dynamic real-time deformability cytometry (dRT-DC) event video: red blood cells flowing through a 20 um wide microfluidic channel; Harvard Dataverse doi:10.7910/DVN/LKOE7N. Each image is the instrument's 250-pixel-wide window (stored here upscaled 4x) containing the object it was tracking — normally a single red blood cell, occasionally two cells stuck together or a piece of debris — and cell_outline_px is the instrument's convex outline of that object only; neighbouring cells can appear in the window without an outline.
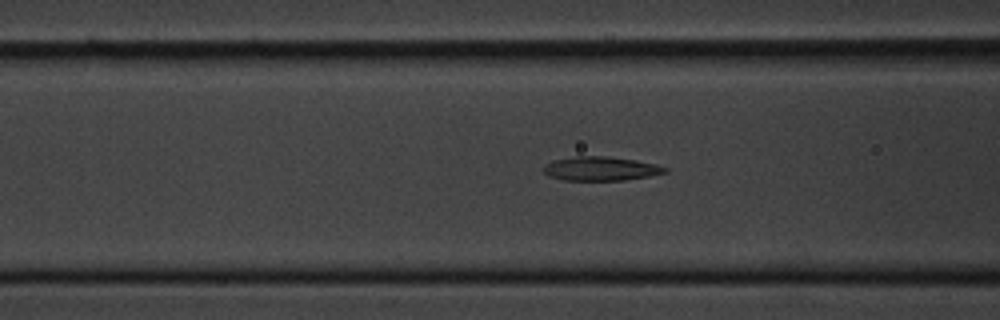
{"species": "common noctule bat (a hibernating species)", "species_latin": "Nyctalus noctula", "temperature_condition": "cold", "stored_images_in_passage": 43, "segment_of_instrument_passage": [1, 2], "camera_frame_rate_fps": 3000, "um_per_image_px": 0.085, "animal": {"sex": "male", "body_mass_g": 20.1, "forearm_length_mm": 53.5}, "frame": {"image": 1, "passage_image": 20, "time_ms": 6.333, "image_size_px": [1000, 320], "cell_outline_px": [[668, 172], [648, 176], [624, 180], [564, 180], [548, 176], [544, 172], [544, 164], [556, 160], [576, 156], [608, 156], [636, 160], [656, 164], [668, 168]], "centroid_in_image_um": [51.08, 14.33], "position_along_channel_um": 115.5, "area_um2": 16.94}}
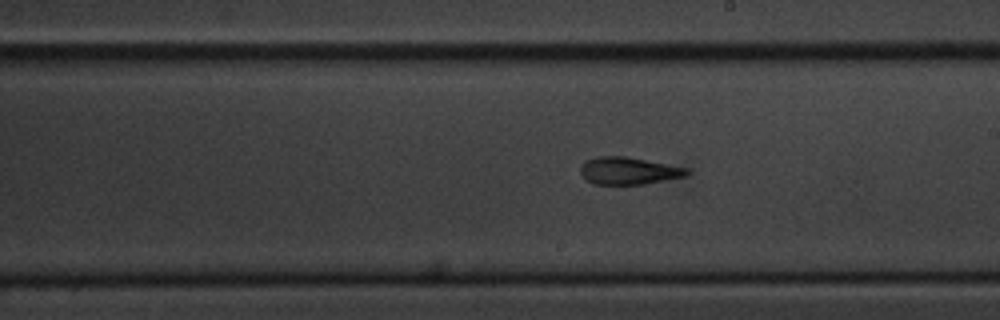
{"frame": {"image": 2, "passage_image": 30, "time_ms": 9.667, "image_size_px": [1000, 320], "cell_outline_px": [[688, 176], [644, 184], [596, 184], [588, 180], [580, 172], [580, 168], [588, 160], [596, 156], [624, 156], [688, 168]], "centroid_in_image_um": [53.46, 14.52], "position_along_channel_um": 235.5, "area_um2": 16.65}}
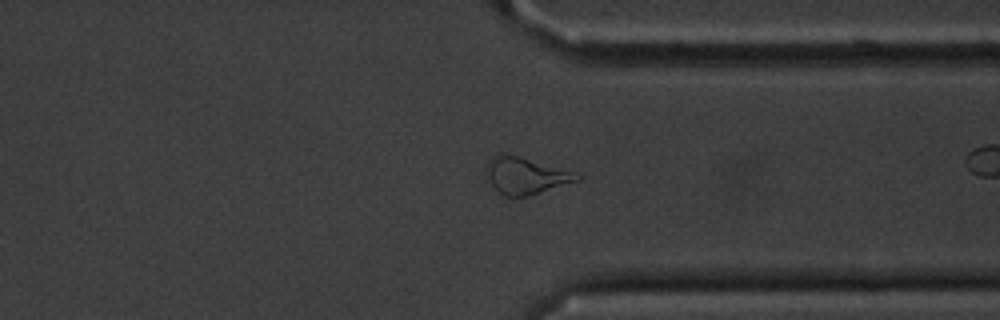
{"frame": {"image": 3, "passage_image": 41, "time_ms": 13.333, "image_size_px": [1000, 320], "cell_outline_px": [[580, 180], [528, 196], [504, 196], [488, 180], [484, 168], [484, 164], [496, 152], [500, 152], [516, 156], [568, 172], [580, 176]], "centroid_in_image_um": [44.54, 14.93], "position_along_channel_um": 366.9, "area_um2": 18.79}}